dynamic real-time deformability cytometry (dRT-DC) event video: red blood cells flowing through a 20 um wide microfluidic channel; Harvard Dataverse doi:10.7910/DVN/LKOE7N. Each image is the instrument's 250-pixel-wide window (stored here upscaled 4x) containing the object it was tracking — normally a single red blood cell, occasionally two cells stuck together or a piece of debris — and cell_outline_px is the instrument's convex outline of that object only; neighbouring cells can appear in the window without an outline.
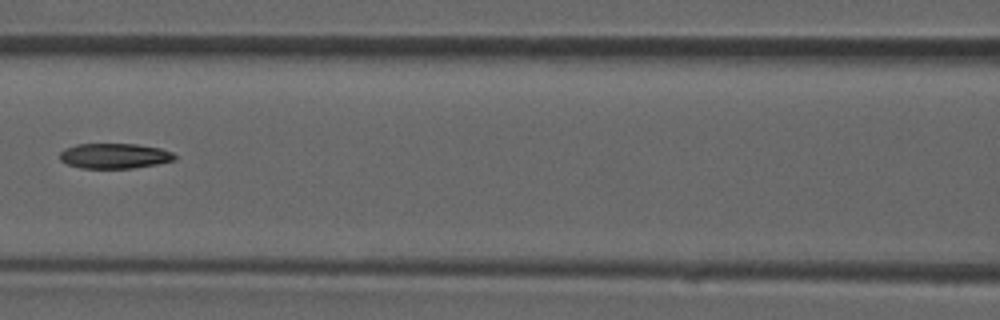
{"species": "common noctule bat (a hibernating species)", "species_latin": "Nyctalus noctula", "temperature_condition": "room temperature", "stored_images_in_passage": 41, "camera_frame_rate_fps": 3000, "um_per_image_px": 0.085, "animal": {"sex": "male", "forearm_length_mm": 52.5}, "frame": {"image": 1, "passage_image": 18, "time_ms": 5.667, "image_size_px": [1000, 320], "cell_outline_px": [[176, 160], [156, 164], [132, 168], [80, 168], [68, 164], [60, 160], [60, 152], [64, 148], [76, 144], [136, 144], [160, 148], [172, 152], [176, 156]], "centroid_in_image_um": [9.72, 13.25], "position_along_channel_um": 156.9, "area_um2": 16.88}}